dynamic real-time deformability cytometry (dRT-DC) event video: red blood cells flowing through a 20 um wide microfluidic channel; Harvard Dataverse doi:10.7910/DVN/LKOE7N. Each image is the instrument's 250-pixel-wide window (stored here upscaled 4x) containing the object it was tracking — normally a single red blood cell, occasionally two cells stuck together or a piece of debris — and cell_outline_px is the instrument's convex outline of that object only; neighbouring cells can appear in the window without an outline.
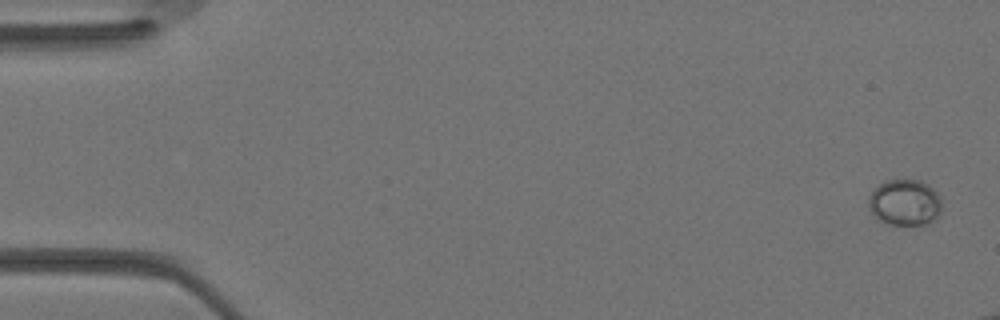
{"species": "Egyptian fruit bat (a non-hibernating species)", "species_latin": "Rousettus aegyptiacus", "temperature_condition": "warm", "stored_images_in_passage": 8, "camera_frame_rate_fps": 3000, "um_per_image_px": 0.085, "animal": {"sex": "female"}, "frame": {"image": 1, "passage_image": 1, "time_ms": 0.0, "image_size_px": [1000, 320], "cell_outline_px": [[940, 216], [936, 220], [920, 228], [888, 224], [876, 220], [868, 208], [868, 196], [884, 180], [920, 180], [928, 184], [940, 196]], "centroid_in_image_um": [76.91, 17.28], "position_along_channel_um": 8.1, "area_um2": 20.52}}